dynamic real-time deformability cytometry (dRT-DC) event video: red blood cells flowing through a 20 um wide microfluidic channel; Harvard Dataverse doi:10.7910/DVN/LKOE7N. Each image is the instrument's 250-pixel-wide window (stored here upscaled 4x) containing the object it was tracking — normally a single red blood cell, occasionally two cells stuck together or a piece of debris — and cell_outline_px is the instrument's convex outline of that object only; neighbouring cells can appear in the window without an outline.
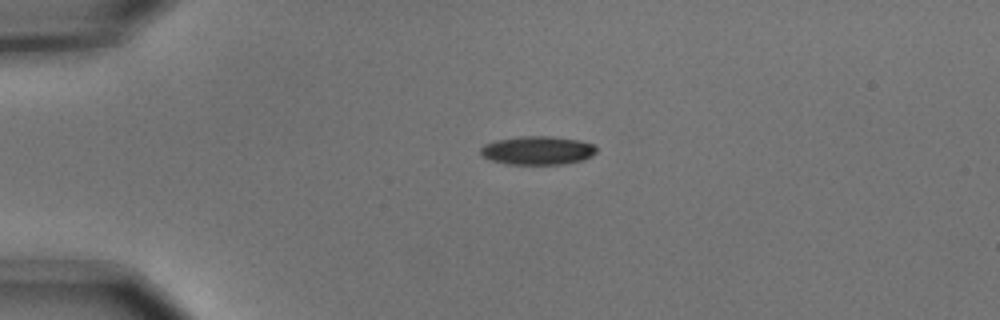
{"species": "common noctule bat (a hibernating species)", "species_latin": "Nyctalus noctula", "temperature_condition": "cold", "stored_images_in_passage": 1, "camera_frame_rate_fps": 3000, "um_per_image_px": 0.085, "animal": {"sex": "male", "body_mass_g": 15.6}, "frame": {"image": 1, "passage_image": 1, "time_ms": 0.0, "image_size_px": [1000, 320], "cell_outline_px": [[596, 152], [592, 156], [584, 160], [564, 164], [508, 164], [492, 160], [480, 156], [480, 148], [484, 144], [496, 140], [520, 136], [552, 136], [580, 140], [596, 144]], "centroid_in_image_um": [45.71, 12.78], "position_along_channel_um": 39.3, "area_um2": 19.54}}